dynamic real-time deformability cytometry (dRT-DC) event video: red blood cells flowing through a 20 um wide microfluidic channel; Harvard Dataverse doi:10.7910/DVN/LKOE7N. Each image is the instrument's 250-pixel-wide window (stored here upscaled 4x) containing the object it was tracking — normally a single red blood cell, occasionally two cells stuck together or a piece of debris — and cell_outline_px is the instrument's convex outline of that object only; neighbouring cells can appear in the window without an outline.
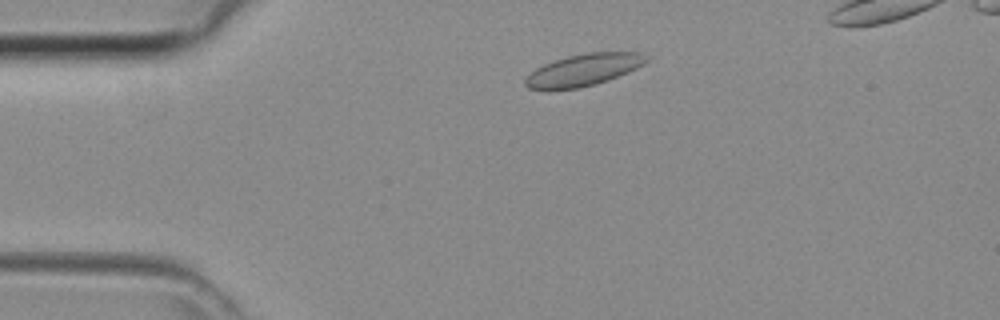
{"species": "common noctule bat (a hibernating species)", "species_latin": "Nyctalus noctula", "temperature_condition": "room temperature", "stored_images_in_passage": 37, "camera_frame_rate_fps": 3000, "um_per_image_px": 0.085, "animal": {"sex": "female", "body_mass_g": 29.2, "forearm_length_mm": 56.3}, "frame": {"image": 1, "passage_image": 5, "time_ms": 1.333, "image_size_px": [1000, 320], "cell_outline_px": [[648, 60], [644, 64], [628, 72], [608, 80], [596, 84], [580, 88], [528, 88], [524, 84], [524, 80], [536, 68], [544, 64], [568, 56], [588, 52], [640, 52], [648, 56]], "centroid_in_image_um": [49.66, 5.92], "position_along_channel_um": 35.3, "area_um2": 22.14}}
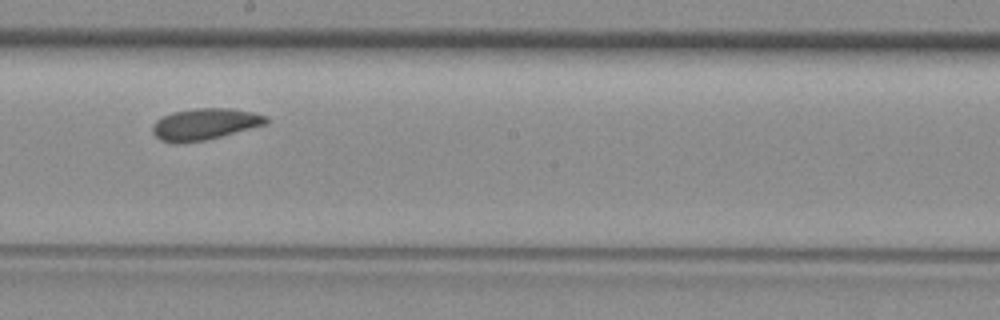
{"frame": {"image": 2, "passage_image": 20, "time_ms": 6.333, "image_size_px": [1000, 320], "cell_outline_px": [[268, 124], [204, 140], [176, 144], [172, 144], [160, 140], [152, 132], [152, 124], [156, 120], [172, 112], [196, 108], [228, 108], [252, 112], [268, 116]], "centroid_in_image_um": [17.38, 10.55], "position_along_channel_um": 230.8, "area_um2": 20.87}}
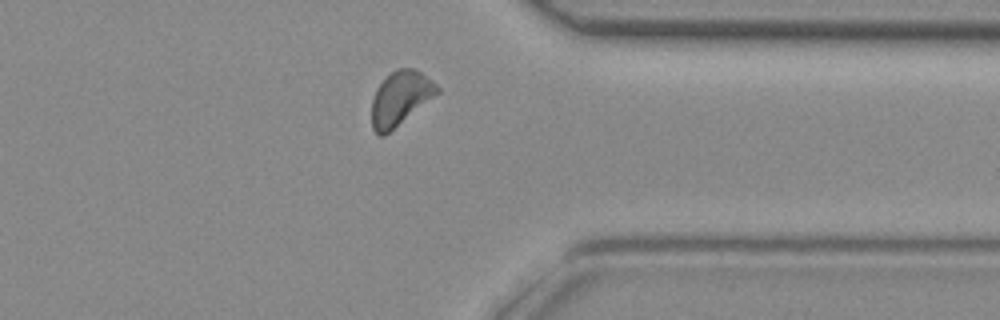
{"frame": {"image": 3, "passage_image": 30, "time_ms": 9.667, "image_size_px": [1000, 320], "cell_outline_px": [[440, 92], [384, 136], [380, 136], [372, 128], [372, 100], [376, 88], [396, 68], [416, 68], [432, 80], [440, 88]], "centroid_in_image_um": [34.04, 8.34], "position_along_channel_um": 377.4, "area_um2": 20.46}}